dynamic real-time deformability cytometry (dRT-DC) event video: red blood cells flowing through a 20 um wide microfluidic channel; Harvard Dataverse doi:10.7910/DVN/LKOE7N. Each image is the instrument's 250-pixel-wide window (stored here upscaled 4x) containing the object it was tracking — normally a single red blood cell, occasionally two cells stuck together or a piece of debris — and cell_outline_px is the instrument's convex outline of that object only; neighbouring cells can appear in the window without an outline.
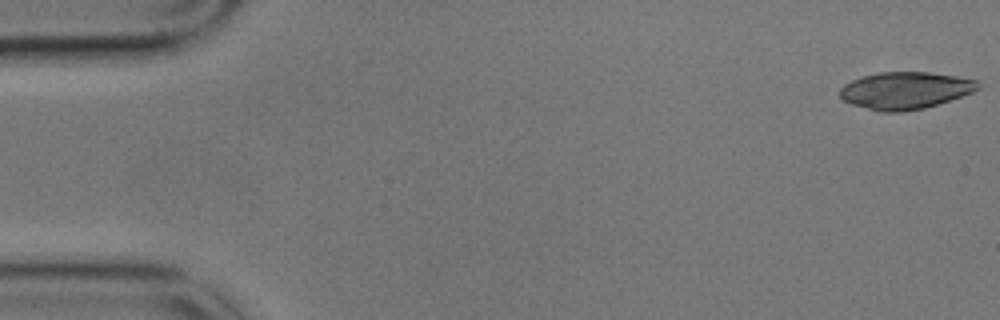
{"species": "common noctule bat (a hibernating species)", "species_latin": "Nyctalus noctula", "temperature_condition": "cold", "stored_images_in_passage": 57, "camera_frame_rate_fps": 3000, "um_per_image_px": 0.085, "animal": {"sex": "male", "body_mass_g": 17.9}, "frame": {"image": 1, "passage_image": 1, "time_ms": 0.0, "image_size_px": [1000, 320], "cell_outline_px": [[980, 88], [972, 92], [924, 108], [900, 112], [880, 112], [852, 104], [844, 100], [840, 96], [840, 88], [844, 84], [852, 80], [864, 76], [880, 72], [928, 72], [956, 76], [980, 80]], "centroid_in_image_um": [76.95, 7.68], "position_along_channel_um": 8.0, "area_um2": 29.71}}